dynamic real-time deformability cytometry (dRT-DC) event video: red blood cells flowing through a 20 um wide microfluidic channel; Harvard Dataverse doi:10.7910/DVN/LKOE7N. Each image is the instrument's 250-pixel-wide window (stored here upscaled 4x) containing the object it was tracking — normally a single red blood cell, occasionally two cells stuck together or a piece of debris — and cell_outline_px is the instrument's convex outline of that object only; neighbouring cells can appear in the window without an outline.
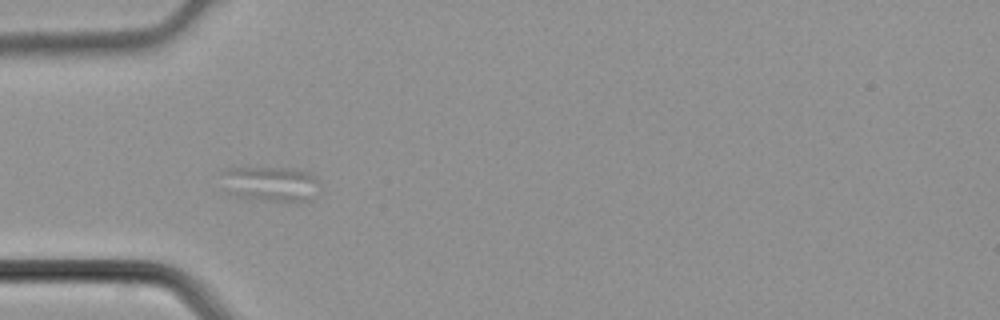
{"species": "common noctule bat (a hibernating species)", "species_latin": "Nyctalus noctula", "temperature_condition": "cold", "stored_images_in_passage": 6, "camera_frame_rate_fps": 3000, "um_per_image_px": 0.085, "animal": {"sex": "male", "body_mass_g": 21.5, "forearm_length_mm": 52.0}, "frame": {"image": 1, "passage_image": 5, "time_ms": 1.333, "image_size_px": [1000, 320], "cell_outline_px": [[316, 180], [312, 200], [296, 204], [292, 204], [256, 200], [240, 196], [228, 192], [224, 172], [224, 168], [288, 168], [308, 172]], "centroid_in_image_um": [23.04, 15.68], "position_along_channel_um": 62.0, "area_um2": 19.83}}
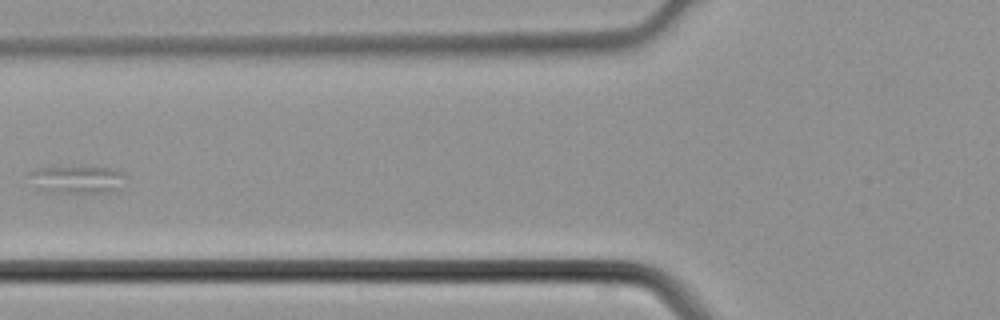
{"frame": {"image": 2, "passage_image": 6, "time_ms": 1.667, "image_size_px": [1000, 320], "cell_outline_px": [[124, 172], [120, 188], [104, 192], [36, 192], [32, 172], [40, 168], [108, 168]], "centroid_in_image_um": [6.54, 15.29], "position_along_channel_um": 119.3, "area_um2": 14.74}}